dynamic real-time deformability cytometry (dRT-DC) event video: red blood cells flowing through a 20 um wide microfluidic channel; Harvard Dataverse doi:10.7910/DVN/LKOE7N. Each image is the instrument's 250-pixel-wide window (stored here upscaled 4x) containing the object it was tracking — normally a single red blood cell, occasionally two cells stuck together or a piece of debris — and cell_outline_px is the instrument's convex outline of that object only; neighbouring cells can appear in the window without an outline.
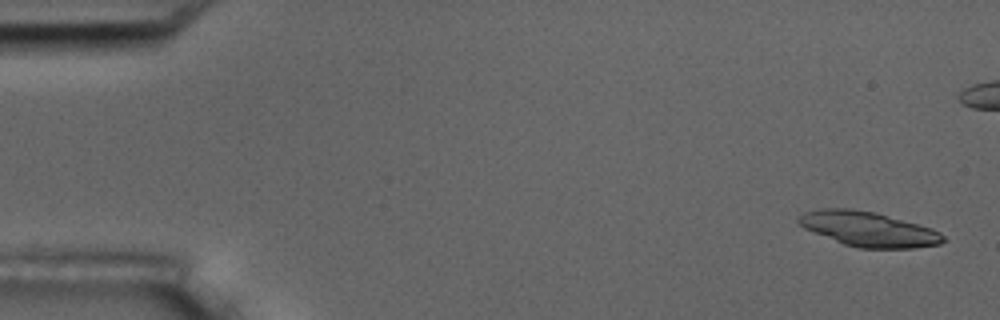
{"species": "common noctule bat (a hibernating species)", "species_latin": "Nyctalus noctula", "temperature_condition": "room temperature", "stored_images_in_passage": 5, "camera_frame_rate_fps": 3000, "um_per_image_px": 0.085, "animal": {"sex": "male", "body_mass_g": 17.5, "forearm_length_mm": 52.3}, "frame": {"image": 1, "passage_image": 1, "time_ms": 0.0, "image_size_px": [1000, 320], "cell_outline_px": [[944, 240], [940, 244], [916, 248], [860, 248], [844, 244], [804, 228], [796, 220], [804, 212], [824, 208], [852, 208], [876, 212], [932, 228], [940, 232], [944, 236]], "centroid_in_image_um": [73.83, 19.47], "position_along_channel_um": 11.2, "area_um2": 29.19}}